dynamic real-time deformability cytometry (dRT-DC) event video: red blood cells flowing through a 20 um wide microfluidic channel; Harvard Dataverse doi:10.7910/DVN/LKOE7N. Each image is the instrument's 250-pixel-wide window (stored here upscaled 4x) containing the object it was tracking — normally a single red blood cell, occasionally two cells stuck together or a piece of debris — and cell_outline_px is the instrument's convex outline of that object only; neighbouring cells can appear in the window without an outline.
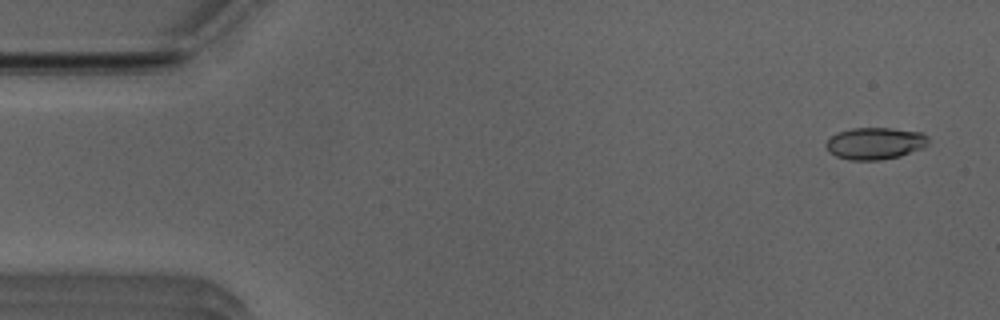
{"species": "Egyptian fruit bat (a non-hibernating species)", "species_latin": "Rousettus aegyptiacus", "temperature_condition": "room temperature", "stored_images_in_passage": 12, "camera_frame_rate_fps": 3000, "um_per_image_px": 0.085, "animal": {"sex": "male"}, "frame": {"image": 1, "passage_image": 3, "time_ms": 0.667, "image_size_px": [1000, 320], "cell_outline_px": [[928, 144], [920, 148], [900, 156], [880, 160], [848, 160], [836, 156], [828, 152], [824, 144], [836, 132], [852, 128], [892, 128], [920, 132], [928, 136]], "centroid_in_image_um": [74.33, 12.18], "position_along_channel_um": 10.7, "area_um2": 19.07}}